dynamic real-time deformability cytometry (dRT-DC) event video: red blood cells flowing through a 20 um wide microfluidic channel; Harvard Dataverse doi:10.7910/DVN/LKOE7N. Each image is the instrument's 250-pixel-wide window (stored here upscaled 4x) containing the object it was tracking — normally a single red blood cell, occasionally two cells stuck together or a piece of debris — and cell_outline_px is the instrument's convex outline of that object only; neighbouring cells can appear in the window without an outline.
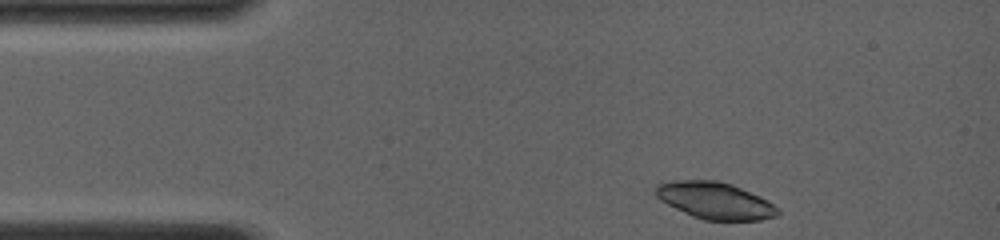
{"species": "common noctule bat (a hibernating species)", "species_latin": "Nyctalus noctula", "temperature_condition": "room temperature", "stored_images_in_passage": 5, "camera_frame_rate_fps": 4000, "um_per_image_px": 0.085, "animal": {"sex": "female", "body_mass_g": 19.0, "forearm_length_mm": 56.7}, "frame": {"image": 1, "passage_image": 1, "time_ms": 0.0, "image_size_px": [1000, 240], "cell_outline_px": [[780, 212], [776, 216], [760, 220], [704, 220], [692, 216], [660, 200], [656, 196], [656, 184], [672, 180], [716, 180], [732, 184], [760, 196], [780, 208]], "centroid_in_image_um": [60.79, 17.04], "position_along_channel_um": 24.2, "area_um2": 26.18}}